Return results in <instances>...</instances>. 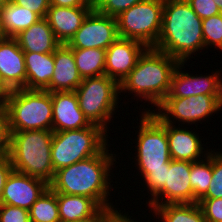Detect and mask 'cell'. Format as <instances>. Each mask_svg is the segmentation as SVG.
<instances>
[{
	"mask_svg": "<svg viewBox=\"0 0 222 222\" xmlns=\"http://www.w3.org/2000/svg\"><path fill=\"white\" fill-rule=\"evenodd\" d=\"M48 188L49 184L46 181L13 170L6 180L0 204L29 211Z\"/></svg>",
	"mask_w": 222,
	"mask_h": 222,
	"instance_id": "5bb4252c",
	"label": "cell"
},
{
	"mask_svg": "<svg viewBox=\"0 0 222 222\" xmlns=\"http://www.w3.org/2000/svg\"><path fill=\"white\" fill-rule=\"evenodd\" d=\"M11 2L23 6L28 10L45 18L50 7V0H10Z\"/></svg>",
	"mask_w": 222,
	"mask_h": 222,
	"instance_id": "8d00e7d4",
	"label": "cell"
},
{
	"mask_svg": "<svg viewBox=\"0 0 222 222\" xmlns=\"http://www.w3.org/2000/svg\"><path fill=\"white\" fill-rule=\"evenodd\" d=\"M164 0H144L116 17L121 38L136 40L154 48L162 28Z\"/></svg>",
	"mask_w": 222,
	"mask_h": 222,
	"instance_id": "9c48e42d",
	"label": "cell"
},
{
	"mask_svg": "<svg viewBox=\"0 0 222 222\" xmlns=\"http://www.w3.org/2000/svg\"><path fill=\"white\" fill-rule=\"evenodd\" d=\"M142 1L144 0H97L94 9L103 15L116 18L123 11Z\"/></svg>",
	"mask_w": 222,
	"mask_h": 222,
	"instance_id": "4dcf8cb0",
	"label": "cell"
},
{
	"mask_svg": "<svg viewBox=\"0 0 222 222\" xmlns=\"http://www.w3.org/2000/svg\"><path fill=\"white\" fill-rule=\"evenodd\" d=\"M128 214H122L118 210L107 220V222H137L134 219H131L130 216L127 217ZM130 217V218H129Z\"/></svg>",
	"mask_w": 222,
	"mask_h": 222,
	"instance_id": "60d3db41",
	"label": "cell"
},
{
	"mask_svg": "<svg viewBox=\"0 0 222 222\" xmlns=\"http://www.w3.org/2000/svg\"><path fill=\"white\" fill-rule=\"evenodd\" d=\"M166 169H169V167L151 169V172L144 177L143 181H145V185L149 188L148 190L152 196L151 199L165 187Z\"/></svg>",
	"mask_w": 222,
	"mask_h": 222,
	"instance_id": "d6a6232c",
	"label": "cell"
},
{
	"mask_svg": "<svg viewBox=\"0 0 222 222\" xmlns=\"http://www.w3.org/2000/svg\"><path fill=\"white\" fill-rule=\"evenodd\" d=\"M53 131L10 132L9 158L14 171L52 181L55 171L51 161Z\"/></svg>",
	"mask_w": 222,
	"mask_h": 222,
	"instance_id": "277c9868",
	"label": "cell"
},
{
	"mask_svg": "<svg viewBox=\"0 0 222 222\" xmlns=\"http://www.w3.org/2000/svg\"><path fill=\"white\" fill-rule=\"evenodd\" d=\"M107 138V132L95 124L83 129L54 132L51 144L54 171L98 155L109 146Z\"/></svg>",
	"mask_w": 222,
	"mask_h": 222,
	"instance_id": "8992f818",
	"label": "cell"
},
{
	"mask_svg": "<svg viewBox=\"0 0 222 222\" xmlns=\"http://www.w3.org/2000/svg\"><path fill=\"white\" fill-rule=\"evenodd\" d=\"M184 64L185 62H179L173 71L170 90L165 98H184L197 95L222 96V80L219 71L213 72L212 75L194 76L181 70Z\"/></svg>",
	"mask_w": 222,
	"mask_h": 222,
	"instance_id": "4fadbf2b",
	"label": "cell"
},
{
	"mask_svg": "<svg viewBox=\"0 0 222 222\" xmlns=\"http://www.w3.org/2000/svg\"><path fill=\"white\" fill-rule=\"evenodd\" d=\"M5 37L6 36H5V33H4V31L2 29V25H1V12H0V39H3Z\"/></svg>",
	"mask_w": 222,
	"mask_h": 222,
	"instance_id": "7bdbcfd3",
	"label": "cell"
},
{
	"mask_svg": "<svg viewBox=\"0 0 222 222\" xmlns=\"http://www.w3.org/2000/svg\"><path fill=\"white\" fill-rule=\"evenodd\" d=\"M212 180L202 199L222 198V153L212 151Z\"/></svg>",
	"mask_w": 222,
	"mask_h": 222,
	"instance_id": "f546056e",
	"label": "cell"
},
{
	"mask_svg": "<svg viewBox=\"0 0 222 222\" xmlns=\"http://www.w3.org/2000/svg\"><path fill=\"white\" fill-rule=\"evenodd\" d=\"M137 137L138 170L144 178L151 169L169 167L171 156L169 152L166 123L155 113L146 110L140 118Z\"/></svg>",
	"mask_w": 222,
	"mask_h": 222,
	"instance_id": "ba28073f",
	"label": "cell"
},
{
	"mask_svg": "<svg viewBox=\"0 0 222 222\" xmlns=\"http://www.w3.org/2000/svg\"><path fill=\"white\" fill-rule=\"evenodd\" d=\"M51 100L53 132L83 129L91 125L79 107L75 91L51 92Z\"/></svg>",
	"mask_w": 222,
	"mask_h": 222,
	"instance_id": "2e32d148",
	"label": "cell"
},
{
	"mask_svg": "<svg viewBox=\"0 0 222 222\" xmlns=\"http://www.w3.org/2000/svg\"><path fill=\"white\" fill-rule=\"evenodd\" d=\"M13 170L10 158L0 157V201L6 180Z\"/></svg>",
	"mask_w": 222,
	"mask_h": 222,
	"instance_id": "74e56055",
	"label": "cell"
},
{
	"mask_svg": "<svg viewBox=\"0 0 222 222\" xmlns=\"http://www.w3.org/2000/svg\"><path fill=\"white\" fill-rule=\"evenodd\" d=\"M14 38L24 52L54 53L61 45L45 18H41Z\"/></svg>",
	"mask_w": 222,
	"mask_h": 222,
	"instance_id": "44dd1931",
	"label": "cell"
},
{
	"mask_svg": "<svg viewBox=\"0 0 222 222\" xmlns=\"http://www.w3.org/2000/svg\"><path fill=\"white\" fill-rule=\"evenodd\" d=\"M190 171V161L171 160L169 169H166L165 187L153 199H148L149 202H146L149 203L151 210L155 206L164 204L193 203Z\"/></svg>",
	"mask_w": 222,
	"mask_h": 222,
	"instance_id": "7c38bea8",
	"label": "cell"
},
{
	"mask_svg": "<svg viewBox=\"0 0 222 222\" xmlns=\"http://www.w3.org/2000/svg\"><path fill=\"white\" fill-rule=\"evenodd\" d=\"M93 9L94 7L50 6L45 19L48 21L56 39L61 44H67Z\"/></svg>",
	"mask_w": 222,
	"mask_h": 222,
	"instance_id": "ac0fdd59",
	"label": "cell"
},
{
	"mask_svg": "<svg viewBox=\"0 0 222 222\" xmlns=\"http://www.w3.org/2000/svg\"><path fill=\"white\" fill-rule=\"evenodd\" d=\"M0 12L1 25L6 37L14 38L41 19L38 14L11 1L2 7Z\"/></svg>",
	"mask_w": 222,
	"mask_h": 222,
	"instance_id": "cb8c5ba5",
	"label": "cell"
},
{
	"mask_svg": "<svg viewBox=\"0 0 222 222\" xmlns=\"http://www.w3.org/2000/svg\"><path fill=\"white\" fill-rule=\"evenodd\" d=\"M118 37L116 18L93 9L67 45L70 48L106 50Z\"/></svg>",
	"mask_w": 222,
	"mask_h": 222,
	"instance_id": "8fae6325",
	"label": "cell"
},
{
	"mask_svg": "<svg viewBox=\"0 0 222 222\" xmlns=\"http://www.w3.org/2000/svg\"><path fill=\"white\" fill-rule=\"evenodd\" d=\"M146 49L139 41L118 37L106 49L105 75L120 84Z\"/></svg>",
	"mask_w": 222,
	"mask_h": 222,
	"instance_id": "9a60e30c",
	"label": "cell"
},
{
	"mask_svg": "<svg viewBox=\"0 0 222 222\" xmlns=\"http://www.w3.org/2000/svg\"><path fill=\"white\" fill-rule=\"evenodd\" d=\"M205 48L202 19L186 0H164L162 28L154 49L167 53L178 62Z\"/></svg>",
	"mask_w": 222,
	"mask_h": 222,
	"instance_id": "7a4b0ae2",
	"label": "cell"
},
{
	"mask_svg": "<svg viewBox=\"0 0 222 222\" xmlns=\"http://www.w3.org/2000/svg\"><path fill=\"white\" fill-rule=\"evenodd\" d=\"M108 151L106 146L98 155L55 171L49 188L56 193L92 198L101 208H114L107 197L110 170L116 158Z\"/></svg>",
	"mask_w": 222,
	"mask_h": 222,
	"instance_id": "6da1fadb",
	"label": "cell"
},
{
	"mask_svg": "<svg viewBox=\"0 0 222 222\" xmlns=\"http://www.w3.org/2000/svg\"><path fill=\"white\" fill-rule=\"evenodd\" d=\"M10 0H0V9L6 4L8 3Z\"/></svg>",
	"mask_w": 222,
	"mask_h": 222,
	"instance_id": "f6af8a7d",
	"label": "cell"
},
{
	"mask_svg": "<svg viewBox=\"0 0 222 222\" xmlns=\"http://www.w3.org/2000/svg\"><path fill=\"white\" fill-rule=\"evenodd\" d=\"M198 204L206 222H222V198L201 199Z\"/></svg>",
	"mask_w": 222,
	"mask_h": 222,
	"instance_id": "1f68e13d",
	"label": "cell"
},
{
	"mask_svg": "<svg viewBox=\"0 0 222 222\" xmlns=\"http://www.w3.org/2000/svg\"><path fill=\"white\" fill-rule=\"evenodd\" d=\"M0 77L10 90L26 88L24 51L13 37L0 39Z\"/></svg>",
	"mask_w": 222,
	"mask_h": 222,
	"instance_id": "e0dca14e",
	"label": "cell"
},
{
	"mask_svg": "<svg viewBox=\"0 0 222 222\" xmlns=\"http://www.w3.org/2000/svg\"><path fill=\"white\" fill-rule=\"evenodd\" d=\"M202 32L206 48L213 45L222 50V13L203 19Z\"/></svg>",
	"mask_w": 222,
	"mask_h": 222,
	"instance_id": "f1b7e54d",
	"label": "cell"
},
{
	"mask_svg": "<svg viewBox=\"0 0 222 222\" xmlns=\"http://www.w3.org/2000/svg\"><path fill=\"white\" fill-rule=\"evenodd\" d=\"M82 80L76 67L73 50L67 44H61L54 52L50 92L75 91Z\"/></svg>",
	"mask_w": 222,
	"mask_h": 222,
	"instance_id": "d6986e66",
	"label": "cell"
},
{
	"mask_svg": "<svg viewBox=\"0 0 222 222\" xmlns=\"http://www.w3.org/2000/svg\"><path fill=\"white\" fill-rule=\"evenodd\" d=\"M82 79L105 74L106 50L100 48H71Z\"/></svg>",
	"mask_w": 222,
	"mask_h": 222,
	"instance_id": "d4e9b609",
	"label": "cell"
},
{
	"mask_svg": "<svg viewBox=\"0 0 222 222\" xmlns=\"http://www.w3.org/2000/svg\"><path fill=\"white\" fill-rule=\"evenodd\" d=\"M212 151L205 159L191 162L190 183L193 191V203H198L206 194L212 180Z\"/></svg>",
	"mask_w": 222,
	"mask_h": 222,
	"instance_id": "4316f807",
	"label": "cell"
},
{
	"mask_svg": "<svg viewBox=\"0 0 222 222\" xmlns=\"http://www.w3.org/2000/svg\"><path fill=\"white\" fill-rule=\"evenodd\" d=\"M10 132L52 131L51 92L20 88L11 90L4 104Z\"/></svg>",
	"mask_w": 222,
	"mask_h": 222,
	"instance_id": "5b68a950",
	"label": "cell"
},
{
	"mask_svg": "<svg viewBox=\"0 0 222 222\" xmlns=\"http://www.w3.org/2000/svg\"><path fill=\"white\" fill-rule=\"evenodd\" d=\"M75 93L79 107L88 121L107 132V122L114 117L112 115L118 108L119 83L105 74L88 77L82 80Z\"/></svg>",
	"mask_w": 222,
	"mask_h": 222,
	"instance_id": "52a82bcc",
	"label": "cell"
},
{
	"mask_svg": "<svg viewBox=\"0 0 222 222\" xmlns=\"http://www.w3.org/2000/svg\"><path fill=\"white\" fill-rule=\"evenodd\" d=\"M0 222H31V220L28 210L0 204Z\"/></svg>",
	"mask_w": 222,
	"mask_h": 222,
	"instance_id": "836d02e7",
	"label": "cell"
},
{
	"mask_svg": "<svg viewBox=\"0 0 222 222\" xmlns=\"http://www.w3.org/2000/svg\"><path fill=\"white\" fill-rule=\"evenodd\" d=\"M4 111V105L0 102V114Z\"/></svg>",
	"mask_w": 222,
	"mask_h": 222,
	"instance_id": "bcb514c9",
	"label": "cell"
},
{
	"mask_svg": "<svg viewBox=\"0 0 222 222\" xmlns=\"http://www.w3.org/2000/svg\"><path fill=\"white\" fill-rule=\"evenodd\" d=\"M26 89L50 92V81L54 72V53L24 52Z\"/></svg>",
	"mask_w": 222,
	"mask_h": 222,
	"instance_id": "7402d4cb",
	"label": "cell"
},
{
	"mask_svg": "<svg viewBox=\"0 0 222 222\" xmlns=\"http://www.w3.org/2000/svg\"><path fill=\"white\" fill-rule=\"evenodd\" d=\"M153 212L162 222H206L198 203L164 204L155 206Z\"/></svg>",
	"mask_w": 222,
	"mask_h": 222,
	"instance_id": "484cf974",
	"label": "cell"
},
{
	"mask_svg": "<svg viewBox=\"0 0 222 222\" xmlns=\"http://www.w3.org/2000/svg\"><path fill=\"white\" fill-rule=\"evenodd\" d=\"M116 211V208H101L94 216L75 222H107Z\"/></svg>",
	"mask_w": 222,
	"mask_h": 222,
	"instance_id": "ab89813d",
	"label": "cell"
},
{
	"mask_svg": "<svg viewBox=\"0 0 222 222\" xmlns=\"http://www.w3.org/2000/svg\"><path fill=\"white\" fill-rule=\"evenodd\" d=\"M61 222H75L94 216L101 207L92 199L80 195L56 193Z\"/></svg>",
	"mask_w": 222,
	"mask_h": 222,
	"instance_id": "603a6c76",
	"label": "cell"
},
{
	"mask_svg": "<svg viewBox=\"0 0 222 222\" xmlns=\"http://www.w3.org/2000/svg\"><path fill=\"white\" fill-rule=\"evenodd\" d=\"M193 11L203 20L222 13L213 0H186Z\"/></svg>",
	"mask_w": 222,
	"mask_h": 222,
	"instance_id": "e575fe53",
	"label": "cell"
},
{
	"mask_svg": "<svg viewBox=\"0 0 222 222\" xmlns=\"http://www.w3.org/2000/svg\"><path fill=\"white\" fill-rule=\"evenodd\" d=\"M11 90L6 86L0 77V102L4 105L10 95Z\"/></svg>",
	"mask_w": 222,
	"mask_h": 222,
	"instance_id": "b9f144b4",
	"label": "cell"
},
{
	"mask_svg": "<svg viewBox=\"0 0 222 222\" xmlns=\"http://www.w3.org/2000/svg\"><path fill=\"white\" fill-rule=\"evenodd\" d=\"M93 4H95L97 2V0H90Z\"/></svg>",
	"mask_w": 222,
	"mask_h": 222,
	"instance_id": "7dc6e473",
	"label": "cell"
},
{
	"mask_svg": "<svg viewBox=\"0 0 222 222\" xmlns=\"http://www.w3.org/2000/svg\"><path fill=\"white\" fill-rule=\"evenodd\" d=\"M166 134L172 160L195 162L205 158V155L209 152L207 151L203 154L204 147L201 144L202 141L195 132L185 128H176L175 125L166 123Z\"/></svg>",
	"mask_w": 222,
	"mask_h": 222,
	"instance_id": "ffe728a7",
	"label": "cell"
},
{
	"mask_svg": "<svg viewBox=\"0 0 222 222\" xmlns=\"http://www.w3.org/2000/svg\"><path fill=\"white\" fill-rule=\"evenodd\" d=\"M178 64L167 53L147 48L119 84L120 93L128 90L158 107L169 93L171 77Z\"/></svg>",
	"mask_w": 222,
	"mask_h": 222,
	"instance_id": "3957f363",
	"label": "cell"
},
{
	"mask_svg": "<svg viewBox=\"0 0 222 222\" xmlns=\"http://www.w3.org/2000/svg\"><path fill=\"white\" fill-rule=\"evenodd\" d=\"M50 6L57 7H94L90 0H50Z\"/></svg>",
	"mask_w": 222,
	"mask_h": 222,
	"instance_id": "f35d334b",
	"label": "cell"
},
{
	"mask_svg": "<svg viewBox=\"0 0 222 222\" xmlns=\"http://www.w3.org/2000/svg\"><path fill=\"white\" fill-rule=\"evenodd\" d=\"M155 112L165 123L175 124L172 118L179 122H201L222 108V96L197 95L184 98H165ZM163 111V112H162ZM171 117V118H170ZM185 122V123H184Z\"/></svg>",
	"mask_w": 222,
	"mask_h": 222,
	"instance_id": "30bf717a",
	"label": "cell"
},
{
	"mask_svg": "<svg viewBox=\"0 0 222 222\" xmlns=\"http://www.w3.org/2000/svg\"><path fill=\"white\" fill-rule=\"evenodd\" d=\"M31 222H61L56 192L48 188L29 210Z\"/></svg>",
	"mask_w": 222,
	"mask_h": 222,
	"instance_id": "83f0119b",
	"label": "cell"
},
{
	"mask_svg": "<svg viewBox=\"0 0 222 222\" xmlns=\"http://www.w3.org/2000/svg\"><path fill=\"white\" fill-rule=\"evenodd\" d=\"M213 1L215 2L219 10L222 12V0H213Z\"/></svg>",
	"mask_w": 222,
	"mask_h": 222,
	"instance_id": "ee69618b",
	"label": "cell"
},
{
	"mask_svg": "<svg viewBox=\"0 0 222 222\" xmlns=\"http://www.w3.org/2000/svg\"><path fill=\"white\" fill-rule=\"evenodd\" d=\"M10 131L5 111L0 114V157H9Z\"/></svg>",
	"mask_w": 222,
	"mask_h": 222,
	"instance_id": "d590c367",
	"label": "cell"
}]
</instances>
